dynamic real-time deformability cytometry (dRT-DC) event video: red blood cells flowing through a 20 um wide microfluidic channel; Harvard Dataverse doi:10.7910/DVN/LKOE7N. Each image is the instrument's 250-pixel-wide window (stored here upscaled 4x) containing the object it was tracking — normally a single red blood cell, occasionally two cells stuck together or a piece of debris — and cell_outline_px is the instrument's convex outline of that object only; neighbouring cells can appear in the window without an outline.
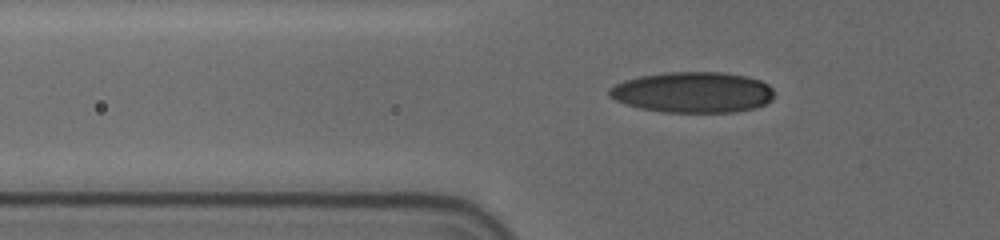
{"species": "human", "species_latin": "Homo sapiens", "temperature_condition": "cold", "stored_images_in_passage": 34, "camera_frame_rate_fps": 3000, "um_per_image_px": 0.085, "donor": {"sex": "female"}, "frame": {"image": 1, "passage_image": 4, "time_ms": 1.0, "image_size_px": [1000, 240], "cell_outline_px": [[772, 100], [756, 108], [732, 112], [664, 112], [640, 108], [616, 100], [608, 92], [608, 88], [624, 80], [640, 76], [664, 72], [720, 72], [748, 76], [760, 80], [768, 84], [772, 88]], "centroid_in_image_um": [58.9, 7.84], "position_along_channel_um": 66.9, "area_um2": 39.13}}
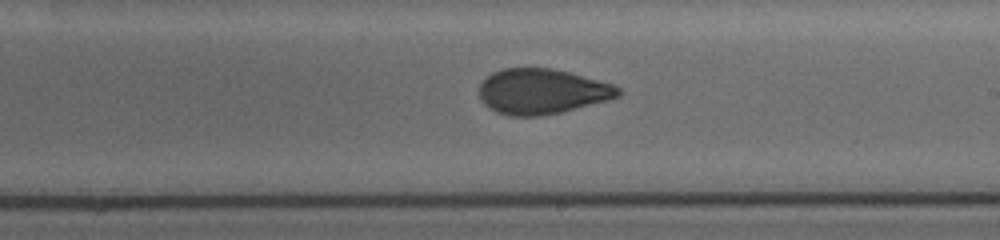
{"frame": {"image": 2, "passage_image": 19, "time_ms": 6.0, "image_size_px": [1000, 240], "cell_outline_px": [[620, 96], [608, 100], [560, 112], [540, 116], [508, 116], [496, 112], [488, 108], [480, 100], [480, 84], [492, 72], [504, 68], [552, 68], [568, 72], [612, 84], [620, 88]], "centroid_in_image_um": [46.03, 7.78], "position_along_channel_um": 243.0, "area_um2": 36.53}}
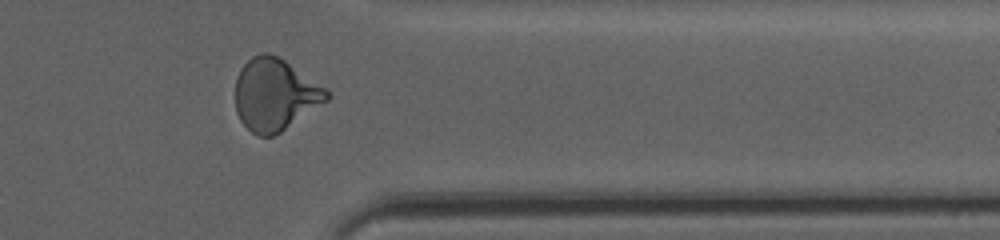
{"frame": {"image": 3, "passage_image": 31, "time_ms": 10.0, "image_size_px": [1000, 240], "cell_outline_px": [[332, 96], [328, 100], [280, 132], [272, 136], [256, 136], [240, 120], [236, 112], [236, 80], [240, 68], [252, 56], [264, 52], [268, 52], [284, 60], [328, 88]], "centroid_in_image_um": [23.39, 8.03], "position_along_channel_um": 388.0, "area_um2": 38.32}, "authors_computed_cell_mechanics": {"area_um2": 37.3388, "velocity_mm_per_s": 3.7014, "shape_relaxation_time_tau1_ms": 8.901, "shape_relaxation_time_tau2_ms": 1.328, "deformation_change_tau1": 0.2261, "deformation_change_tau2": 0.0608}}